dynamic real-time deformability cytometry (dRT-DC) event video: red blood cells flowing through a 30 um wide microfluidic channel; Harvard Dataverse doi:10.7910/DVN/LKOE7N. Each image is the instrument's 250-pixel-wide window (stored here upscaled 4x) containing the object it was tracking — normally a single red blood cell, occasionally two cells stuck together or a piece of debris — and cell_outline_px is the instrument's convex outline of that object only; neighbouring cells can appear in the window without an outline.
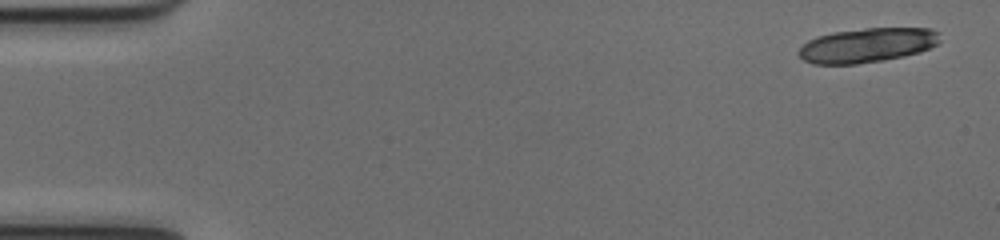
{"species": "common noctule bat (a hibernating species)", "species_latin": "Nyctalus noctula", "temperature_condition": "cold", "stored_images_in_passage": 14, "camera_frame_rate_fps": 3000, "um_per_image_px": 0.085, "animal": {"sex": "female", "body_mass_g": 17.0, "forearm_length_mm": 48.0}, "frame": {"image": 1, "passage_image": 1, "time_ms": 0.0, "image_size_px": [1000, 240], "cell_outline_px": [[940, 40], [936, 44], [920, 52], [880, 60], [856, 64], [812, 64], [804, 60], [796, 52], [808, 40], [816, 36], [836, 32], [864, 28], [932, 28], [940, 32]], "centroid_in_image_um": [73.7, 3.83], "position_along_channel_um": 11.3, "area_um2": 28.21}}